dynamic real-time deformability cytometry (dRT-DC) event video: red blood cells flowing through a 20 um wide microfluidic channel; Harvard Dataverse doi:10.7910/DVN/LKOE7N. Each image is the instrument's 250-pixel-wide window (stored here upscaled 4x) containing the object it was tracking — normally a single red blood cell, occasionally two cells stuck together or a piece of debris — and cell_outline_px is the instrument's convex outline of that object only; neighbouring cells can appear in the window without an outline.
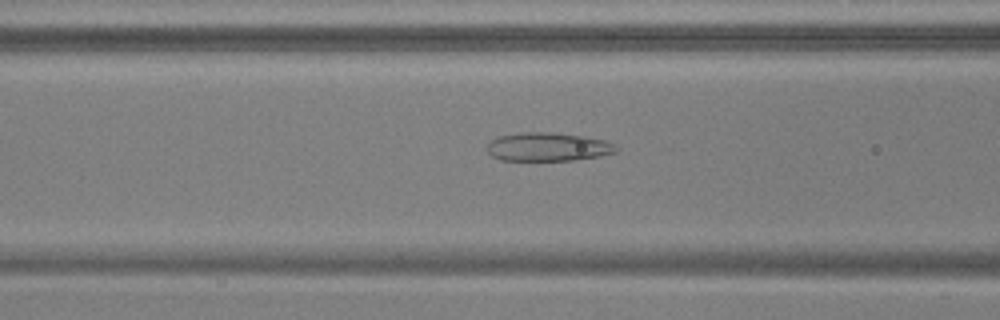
{"species": "common noctule bat (a hibernating species)", "species_latin": "Nyctalus noctula", "temperature_condition": "warm", "stored_images_in_passage": 40, "camera_frame_rate_fps": 3000, "um_per_image_px": 0.085, "animal": {"sex": "male", "body_mass_g": 17.9, "forearm_length_mm": 54.2}, "frame": {"image": 1, "passage_image": 8, "time_ms": 2.333, "image_size_px": [1000, 320], "cell_outline_px": [[620, 148], [616, 152], [600, 156], [572, 160], [500, 160], [492, 156], [488, 152], [488, 144], [492, 140], [500, 136], [520, 132], [552, 132], [584, 136], [604, 140]], "centroid_in_image_um": [46.58, 12.48], "position_along_channel_um": 120.0, "area_um2": 21.39}}
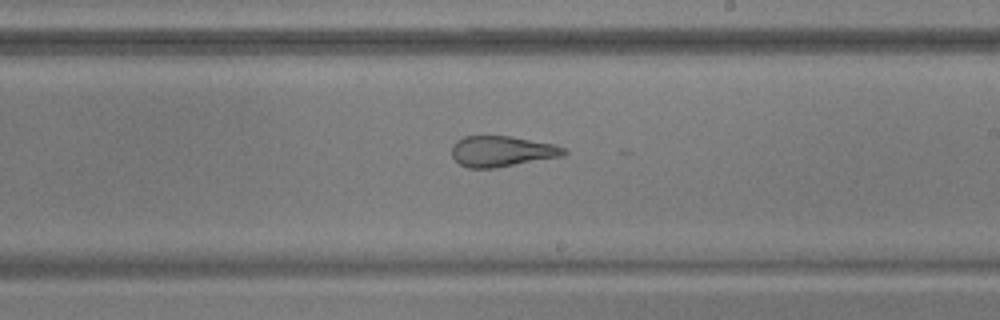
{"frame": {"image": 2, "passage_image": 18, "time_ms": 5.667, "image_size_px": [1000, 320], "cell_outline_px": [[568, 152], [564, 156], [496, 168], [468, 168], [460, 164], [452, 156], [452, 144], [456, 140], [464, 136], [512, 136], [556, 144], [564, 148]], "centroid_in_image_um": [42.68, 12.86], "position_along_channel_um": 246.3, "area_um2": 20.35}}
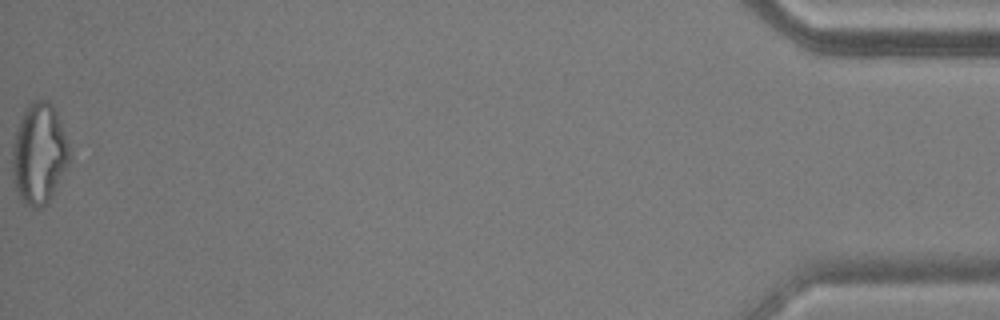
{"frame": {"image": 3, "passage_image": 40, "time_ms": 13.0, "image_size_px": [1000, 320], "cell_outline_px": [[72, 152], [68, 164], [48, 200], [44, 204], [36, 208], [24, 204], [20, 200], [12, 180], [12, 144], [24, 108], [28, 104], [36, 100], [48, 100], [52, 104], [56, 112]], "centroid_in_image_um": [3.3, 13.05], "position_along_channel_um": 431.9, "area_um2": 33.41}, "authors_computed_cell_mechanics": {"area_um2": 22.8888, "velocity_mm_per_s": 3.7901, "shape_relaxation_time_tau1_ms": null, "shape_relaxation_time_tau2_ms": 1.6676, "deformation_change_tau1": null, "deformation_change_tau2": 0.1204}}